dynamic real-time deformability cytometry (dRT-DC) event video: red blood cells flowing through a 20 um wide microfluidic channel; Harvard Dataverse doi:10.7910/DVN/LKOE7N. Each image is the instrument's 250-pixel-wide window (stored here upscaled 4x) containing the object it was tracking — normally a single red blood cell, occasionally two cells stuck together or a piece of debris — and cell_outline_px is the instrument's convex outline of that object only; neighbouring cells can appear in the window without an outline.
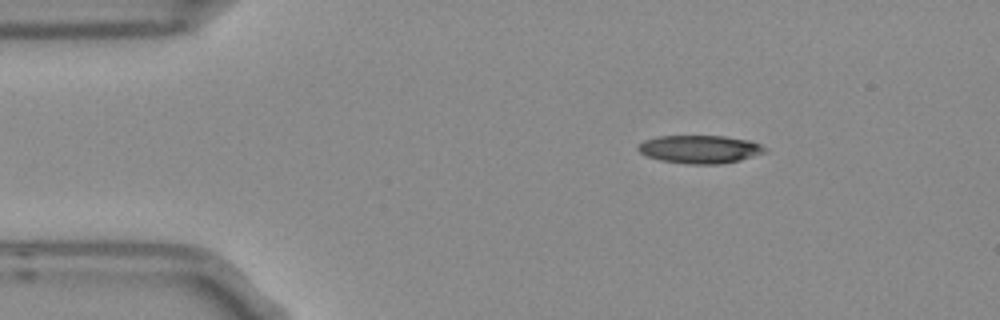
{"species": "Egyptian fruit bat (a non-hibernating species)", "species_latin": "Rousettus aegyptiacus", "temperature_condition": "room temperature", "stored_images_in_passage": 3, "camera_frame_rate_fps": 3000, "um_per_image_px": 0.085, "frame": {"image": 1, "passage_image": 1, "time_ms": 0.0, "image_size_px": [1000, 320], "cell_outline_px": [[768, 152], [740, 160], [720, 164], [688, 164], [660, 160], [648, 156], [640, 152], [636, 148], [644, 140], [656, 136], [724, 136], [748, 140], [760, 144], [768, 148]], "centroid_in_image_um": [59.52, 12.68], "position_along_channel_um": 25.5, "area_um2": 20.81}}
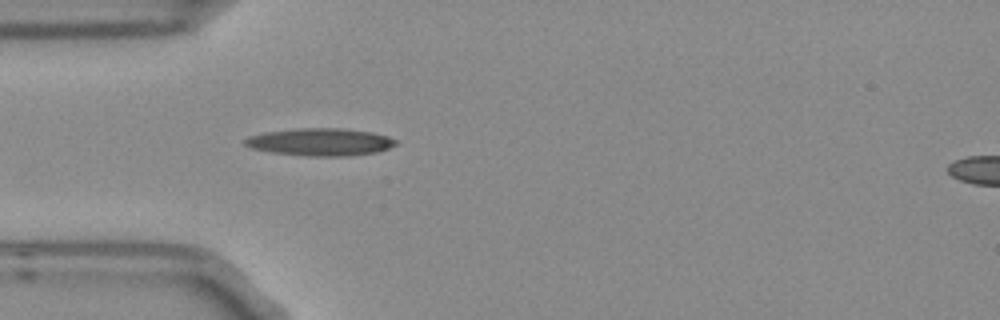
{"frame": {"image": 2, "passage_image": 3, "time_ms": 0.667, "image_size_px": [1000, 320], "cell_outline_px": [[396, 144], [388, 148], [376, 152], [348, 156], [308, 156], [272, 152], [252, 148], [244, 144], [244, 140], [248, 136], [264, 132], [296, 128], [340, 128], [372, 132], [388, 136], [396, 140]], "centroid_in_image_um": [27.21, 12.06], "position_along_channel_um": 57.8, "area_um2": 24.1}}